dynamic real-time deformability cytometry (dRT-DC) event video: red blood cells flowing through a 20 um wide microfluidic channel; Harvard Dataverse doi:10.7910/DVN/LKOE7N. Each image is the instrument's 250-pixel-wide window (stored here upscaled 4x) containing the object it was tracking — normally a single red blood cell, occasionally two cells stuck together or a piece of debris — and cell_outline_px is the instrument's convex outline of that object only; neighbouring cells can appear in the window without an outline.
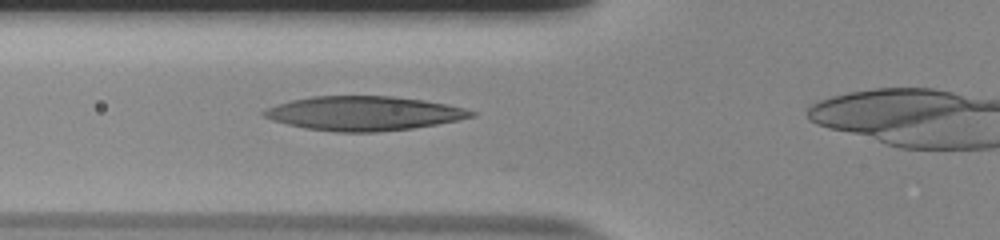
{"species": "human", "species_latin": "Homo sapiens", "temperature_condition": "room temperature", "stored_images_in_passage": 32, "camera_frame_rate_fps": 3000, "um_per_image_px": 0.085, "donor": {"sex": "male"}, "frame": {"image": 1, "passage_image": 5, "time_ms": 1.333, "image_size_px": [1000, 240], "cell_outline_px": [[476, 116], [436, 124], [412, 128], [376, 132], [336, 132], [304, 128], [272, 120], [264, 116], [260, 112], [276, 104], [292, 100], [312, 96], [392, 96], [424, 100], [464, 108], [476, 112]], "centroid_in_image_um": [30.9, 9.63], "position_along_channel_um": 94.9, "area_um2": 41.15}}
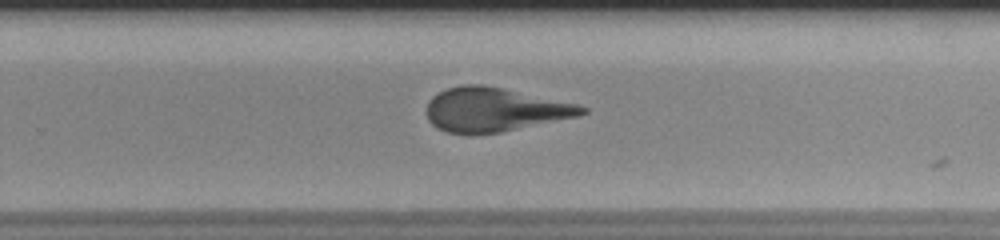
{"frame": {"image": 2, "passage_image": 20, "time_ms": 6.333, "image_size_px": [1000, 240], "cell_outline_px": [[588, 112], [580, 116], [500, 132], [448, 132], [432, 124], [428, 120], [428, 100], [432, 96], [448, 88], [460, 84], [480, 84], [500, 88], [576, 104], [588, 108]], "centroid_in_image_um": [42.04, 9.3], "position_along_channel_um": 287.8, "area_um2": 38.78}}
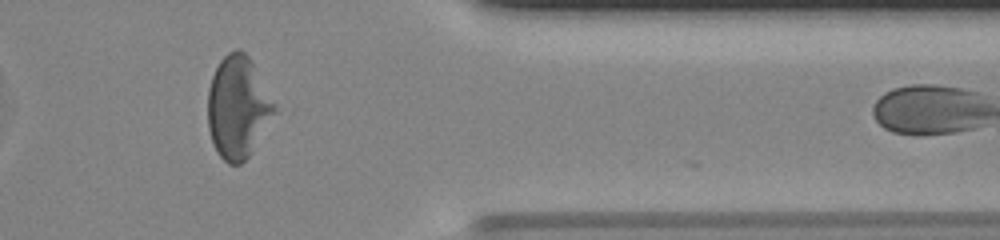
{"frame": {"image": 3, "passage_image": 29, "time_ms": 9.333, "image_size_px": [1000, 240], "cell_outline_px": [[276, 112], [248, 156], [240, 164], [228, 164], [216, 152], [208, 128], [208, 88], [212, 76], [220, 60], [228, 52], [236, 48], [240, 48], [248, 56], [276, 104]], "centroid_in_image_um": [20.2, 9.1], "position_along_channel_um": 391.2, "area_um2": 39.36}}